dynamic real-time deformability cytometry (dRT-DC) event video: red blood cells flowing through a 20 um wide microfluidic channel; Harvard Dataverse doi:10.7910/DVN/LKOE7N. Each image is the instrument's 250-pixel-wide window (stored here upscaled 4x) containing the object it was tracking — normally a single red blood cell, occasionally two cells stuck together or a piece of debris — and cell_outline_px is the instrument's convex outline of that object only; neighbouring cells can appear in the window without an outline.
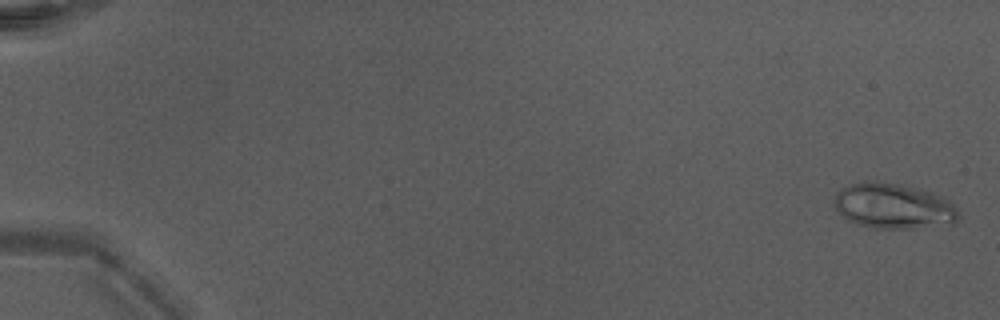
{"species": "Egyptian fruit bat (a non-hibernating species)", "species_latin": "Rousettus aegyptiacus", "temperature_condition": "warm", "stored_images_in_passage": 51, "camera_frame_rate_fps": 3000, "um_per_image_px": 0.085, "animal": {"sex": "male"}, "frame": {"image": 1, "passage_image": 2, "time_ms": 0.333, "image_size_px": [1000, 320], "cell_outline_px": [[960, 220], [956, 224], [912, 228], [876, 228], [860, 224], [848, 220], [836, 208], [836, 192], [840, 188], [848, 184], [864, 180], [896, 184], [920, 188], [932, 192], [948, 200], [960, 212]], "centroid_in_image_um": [76.0, 17.51], "position_along_channel_um": 9.0, "area_um2": 32.89}}
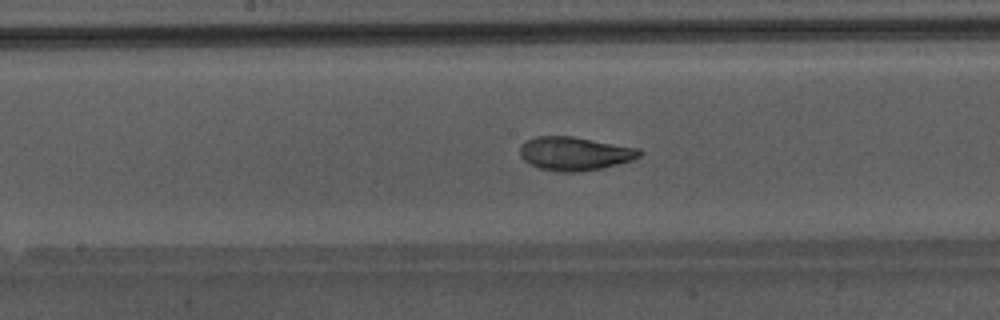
{"frame": {"image": 2, "passage_image": 29, "time_ms": 9.333, "image_size_px": [1000, 320], "cell_outline_px": [[644, 152], [640, 156], [632, 160], [600, 168], [580, 172], [560, 172], [540, 168], [528, 164], [520, 156], [520, 148], [528, 140], [536, 136], [572, 136], [640, 148]], "centroid_in_image_um": [48.87, 13.05], "position_along_channel_um": 199.3, "area_um2": 23.35}}
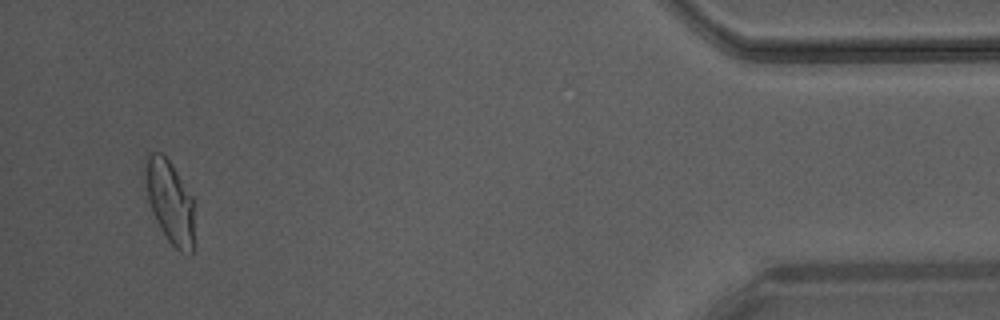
{"frame": {"image": 3, "passage_image": 49, "time_ms": 16.0, "image_size_px": [1000, 320], "cell_outline_px": [[192, 252], [180, 252], [168, 240], [160, 228], [152, 212], [140, 184], [140, 172], [148, 156], [152, 152], [160, 152], [168, 160], [192, 196]], "centroid_in_image_um": [14.31, 17.06], "position_along_channel_um": 420.9, "area_um2": 23.99}, "authors_computed_cell_mechanics": {"area_um2": 24.2182, "velocity_mm_per_s": 4.2907, "shape_relaxation_time_tau1_ms": 6.8206, "shape_relaxation_time_tau2_ms": 0.8803, "deformation_change_tau1": 0.2407, "deformation_change_tau2": 0.0556}}